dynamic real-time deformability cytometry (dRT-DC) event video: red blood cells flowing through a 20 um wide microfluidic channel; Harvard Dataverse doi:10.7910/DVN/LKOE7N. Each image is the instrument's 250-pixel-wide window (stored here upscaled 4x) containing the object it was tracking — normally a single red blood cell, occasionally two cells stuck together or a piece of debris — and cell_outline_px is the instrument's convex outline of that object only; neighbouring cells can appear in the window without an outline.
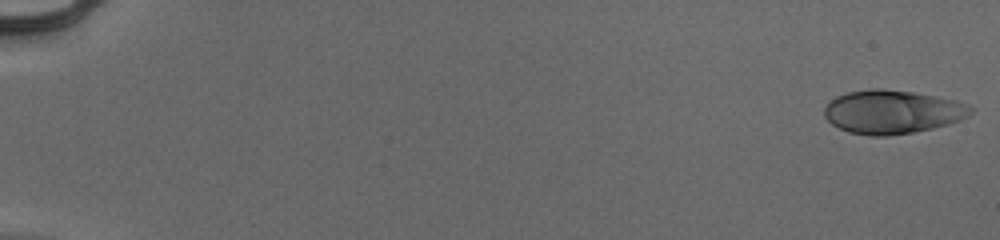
{"species": "human", "species_latin": "Homo sapiens", "temperature_condition": "cold", "stored_images_in_passage": 54, "camera_frame_rate_fps": 3000, "um_per_image_px": 0.085, "donor": {"sex": "male"}, "frame": {"image": 1, "passage_image": 1, "time_ms": 0.0, "image_size_px": [1000, 240], "cell_outline_px": [[972, 112], [968, 116], [960, 120], [932, 128], [912, 132], [884, 136], [868, 136], [848, 132], [832, 124], [824, 116], [824, 108], [836, 96], [848, 92], [872, 88], [876, 88], [912, 92], [932, 96], [964, 104], [972, 108]], "centroid_in_image_um": [75.78, 9.52], "position_along_channel_um": 9.2, "area_um2": 36.53}}
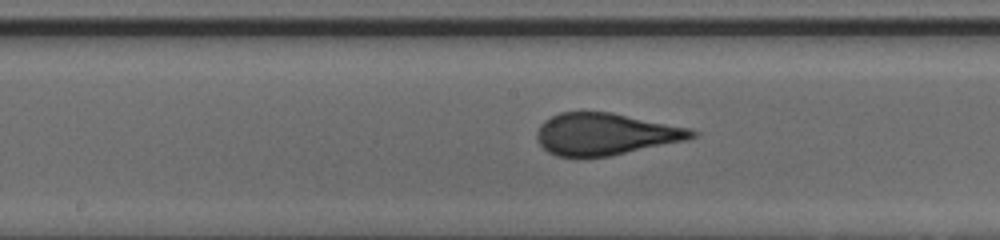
{"frame": {"image": 2, "passage_image": 30, "time_ms": 9.667, "image_size_px": [1000, 240], "cell_outline_px": [[700, 132], [696, 136], [684, 140], [608, 156], [556, 156], [548, 152], [540, 144], [536, 136], [536, 132], [540, 124], [544, 120], [560, 112], [612, 112], [688, 128]], "centroid_in_image_um": [51.42, 11.38], "position_along_channel_um": 196.8, "area_um2": 37.34}}
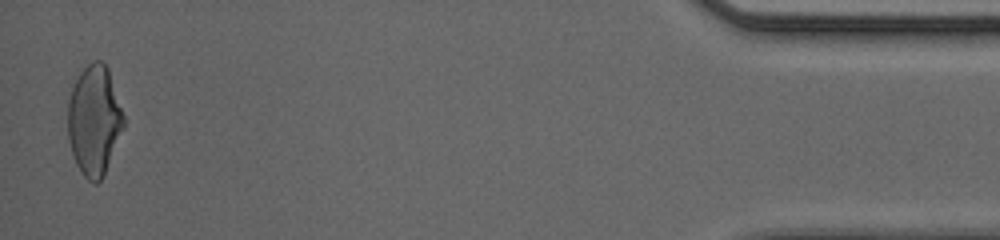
{"frame": {"image": 3, "passage_image": 53, "time_ms": 17.333, "image_size_px": [1000, 240], "cell_outline_px": [[124, 128], [104, 176], [96, 184], [92, 184], [80, 172], [76, 164], [72, 152], [68, 136], [68, 100], [72, 88], [80, 72], [92, 60], [100, 60], [108, 68], [124, 116]], "centroid_in_image_um": [8.01, 10.26], "position_along_channel_um": 427.2, "area_um2": 35.84}, "authors_computed_cell_mechanics": {"area_um2": 37.281, "velocity_mm_per_s": 3.9887, "shape_relaxation_time_tau1_ms": 6.3323, "shape_relaxation_time_tau2_ms": null, "deformation_change_tau1": 0.1924, "deformation_change_tau2": null}}